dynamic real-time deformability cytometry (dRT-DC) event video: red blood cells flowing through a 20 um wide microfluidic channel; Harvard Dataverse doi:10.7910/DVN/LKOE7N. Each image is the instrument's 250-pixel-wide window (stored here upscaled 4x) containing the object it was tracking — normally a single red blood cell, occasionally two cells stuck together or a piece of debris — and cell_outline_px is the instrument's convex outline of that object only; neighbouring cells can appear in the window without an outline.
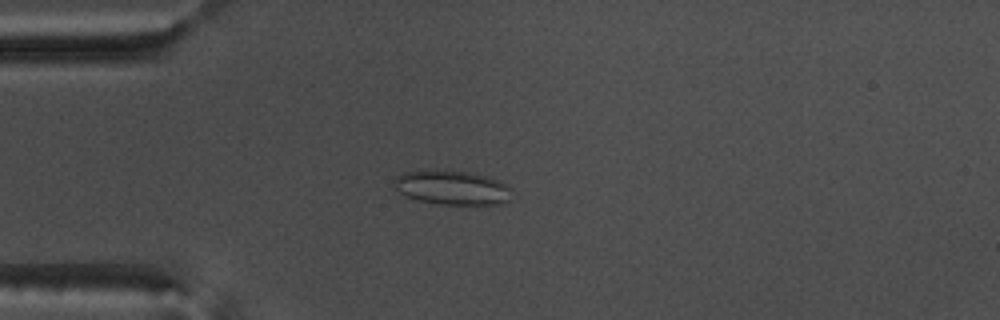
{"species": "common noctule bat (a hibernating species)", "species_latin": "Nyctalus noctula", "temperature_condition": "warm", "stored_images_in_passage": 54, "camera_frame_rate_fps": 3000, "um_per_image_px": 0.085, "animal": {"sex": "male", "body_mass_g": 17.5, "forearm_length_mm": 52.3}, "frame": {"image": 1, "passage_image": 15, "time_ms": 4.667, "image_size_px": [1000, 320], "cell_outline_px": [[512, 188], [508, 200], [500, 204], [440, 204], [420, 200], [408, 196], [400, 192], [396, 188], [396, 176], [404, 172], [468, 172], [484, 176], [496, 180]], "centroid_in_image_um": [38.47, 15.98], "position_along_channel_um": 46.5, "area_um2": 22.37}}
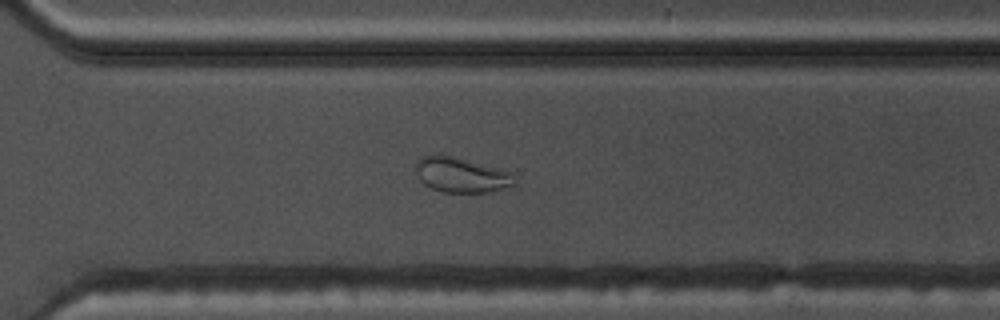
{"frame": {"image": 2, "passage_image": 39, "time_ms": 12.667, "image_size_px": [1000, 320], "cell_outline_px": [[516, 184], [492, 192], [440, 192], [428, 188], [416, 176], [416, 164], [420, 156], [452, 156], [500, 168], [512, 172], [516, 180]], "centroid_in_image_um": [39.22, 14.89], "position_along_channel_um": 331.4, "area_um2": 20.29}}
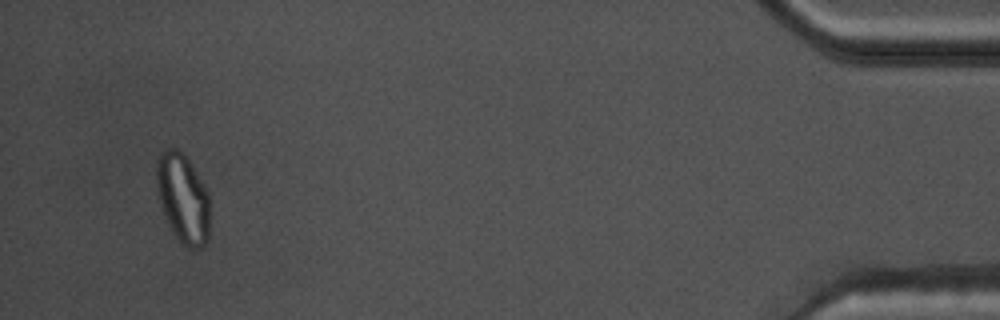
{"frame": {"image": 3, "passage_image": 52, "time_ms": 17.0, "image_size_px": [1000, 320], "cell_outline_px": [[208, 240], [200, 248], [188, 248], [180, 244], [172, 232], [160, 204], [156, 192], [156, 160], [160, 152], [164, 148], [176, 148], [188, 160], [208, 192]], "centroid_in_image_um": [15.5, 16.86], "position_along_channel_um": 419.7, "area_um2": 27.74}, "authors_computed_cell_mechanics": {"area_um2": 24.4205, "velocity_mm_per_s": 3.7814, "shape_relaxation_time_tau1_ms": null, "shape_relaxation_time_tau2_ms": 1.1634, "deformation_change_tau1": null, "deformation_change_tau2": 0.0706}}